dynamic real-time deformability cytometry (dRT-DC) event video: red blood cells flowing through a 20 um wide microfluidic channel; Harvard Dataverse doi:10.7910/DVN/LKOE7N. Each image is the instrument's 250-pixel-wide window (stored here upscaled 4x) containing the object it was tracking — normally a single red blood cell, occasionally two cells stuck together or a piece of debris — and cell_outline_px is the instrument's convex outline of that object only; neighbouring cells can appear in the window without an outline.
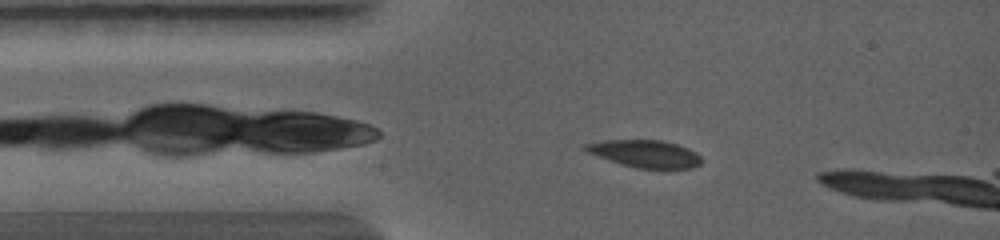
{"species": "common noctule bat (a hibernating species)", "species_latin": "Nyctalus noctula", "temperature_condition": "warm", "stored_images_in_passage": 60, "camera_frame_rate_fps": 5000, "um_per_image_px": 0.085, "animal": {"sex": "female", "body_mass_g": 19.0, "forearm_length_mm": 56.7}, "frame": {"image": 1, "passage_image": 11, "time_ms": 1.2, "image_size_px": [1000, 240], "cell_outline_px": [[700, 160], [696, 164], [688, 168], [636, 168], [612, 160], [592, 152], [588, 148], [596, 144], [616, 140], [652, 140], [672, 144], [692, 152]], "centroid_in_image_um": [54.92, 13.09], "position_along_channel_um": 30.1, "area_um2": 16.42}}
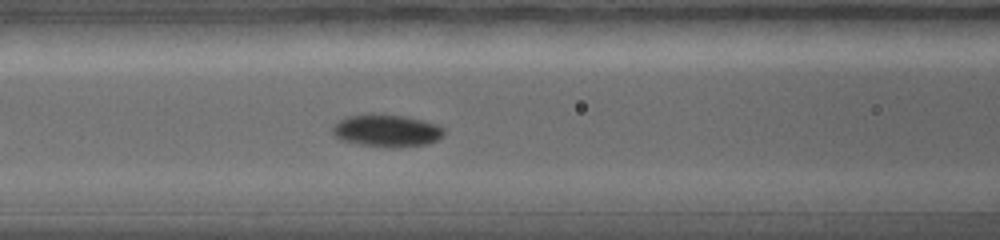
{"frame": {"image": 2, "passage_image": 27, "time_ms": 3.4, "image_size_px": [1000, 240], "cell_outline_px": [[444, 132], [436, 140], [424, 144], [400, 148], [384, 148], [364, 144], [348, 140], [336, 136], [332, 132], [332, 128], [340, 120], [348, 116], [404, 116], [420, 120], [432, 124], [440, 128]], "centroid_in_image_um": [32.87, 11.14], "position_along_channel_um": 133.7, "area_um2": 19.77}}
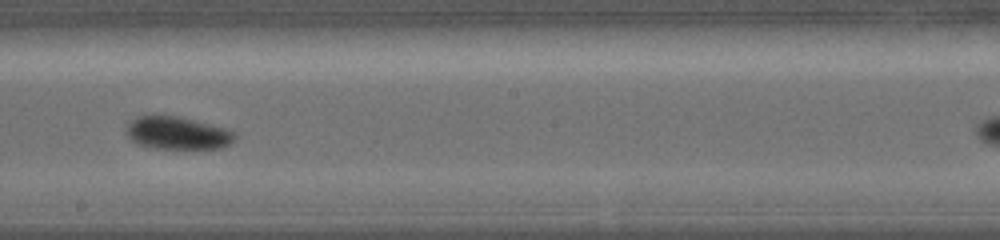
{"frame": {"image": 3, "passage_image": 39, "time_ms": 5.2, "image_size_px": [1000, 240], "cell_outline_px": [[232, 140], [228, 144], [220, 148], [156, 148], [144, 144], [136, 140], [128, 132], [128, 128], [140, 116], [176, 116], [220, 128], [228, 132], [232, 136]], "centroid_in_image_um": [15.09, 11.32], "position_along_channel_um": 233.1, "area_um2": 18.79}}